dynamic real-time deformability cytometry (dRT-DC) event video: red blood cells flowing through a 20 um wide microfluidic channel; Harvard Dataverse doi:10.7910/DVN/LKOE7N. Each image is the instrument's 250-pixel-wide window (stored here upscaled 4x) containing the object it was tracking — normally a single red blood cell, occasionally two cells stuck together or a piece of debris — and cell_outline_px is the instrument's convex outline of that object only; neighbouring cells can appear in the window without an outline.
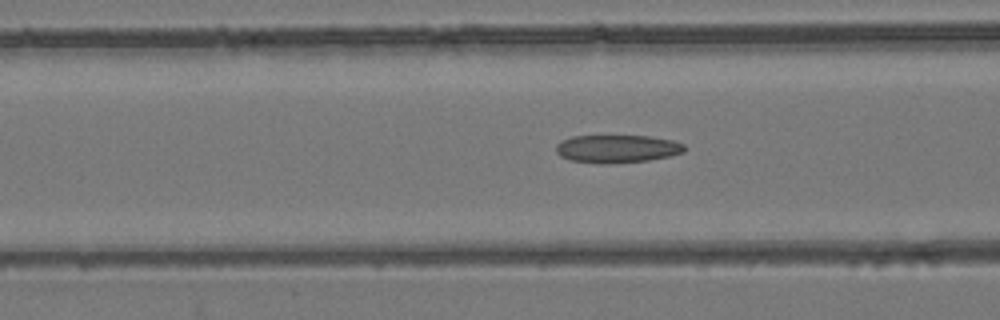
{"species": "common noctule bat (a hibernating species)", "species_latin": "Nyctalus noctula", "temperature_condition": "room temperature", "stored_images_in_passage": 51, "camera_frame_rate_fps": 3000, "um_per_image_px": 0.085, "animal": {"sex": "female", "body_mass_g": 24.6, "forearm_length_mm": 56.2}, "frame": {"image": 1, "passage_image": 19, "time_ms": 6.0, "image_size_px": [1000, 320], "cell_outline_px": [[684, 152], [672, 156], [648, 160], [604, 164], [572, 160], [560, 156], [556, 152], [556, 144], [572, 136], [648, 136], [672, 140], [684, 144]], "centroid_in_image_um": [52.47, 12.64], "position_along_channel_um": 114.1, "area_um2": 20.75}}
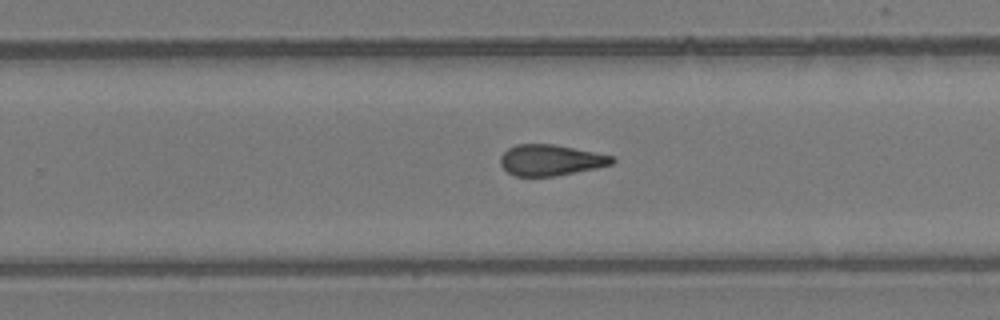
{"frame": {"image": 2, "passage_image": 32, "time_ms": 10.333, "image_size_px": [1000, 320], "cell_outline_px": [[616, 160], [612, 164], [596, 168], [556, 176], [516, 176], [508, 172], [500, 164], [500, 156], [508, 148], [516, 144], [552, 144], [616, 156]], "centroid_in_image_um": [46.82, 13.61], "position_along_channel_um": 283.0, "area_um2": 20.17}}
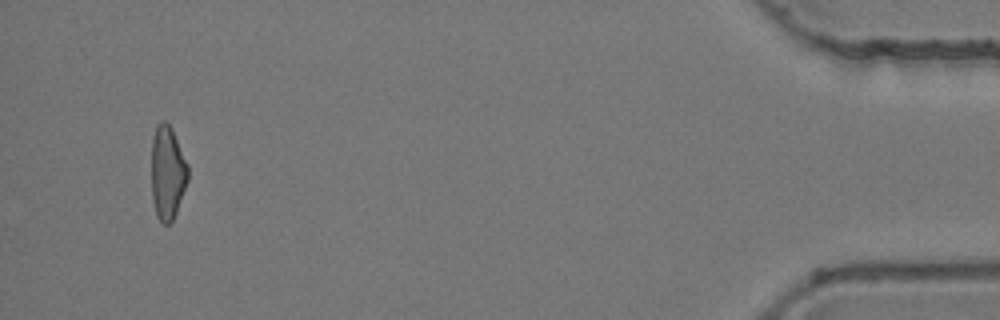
{"frame": {"image": 3, "passage_image": 49, "time_ms": 16.0, "image_size_px": [1000, 320], "cell_outline_px": [[188, 180], [176, 212], [172, 220], [168, 224], [164, 224], [156, 216], [152, 200], [152, 140], [156, 124], [160, 120], [164, 120], [172, 128], [188, 164]], "centroid_in_image_um": [14.23, 14.65], "position_along_channel_um": 421.0, "area_um2": 20.0}, "authors_computed_cell_mechanics": {"area_um2": 20.9814, "velocity_mm_per_s": 3.8949, "shape_relaxation_time_tau1_ms": null, "shape_relaxation_time_tau2_ms": 3.3203, "deformation_change_tau1": null, "deformation_change_tau2": 0.1212}}